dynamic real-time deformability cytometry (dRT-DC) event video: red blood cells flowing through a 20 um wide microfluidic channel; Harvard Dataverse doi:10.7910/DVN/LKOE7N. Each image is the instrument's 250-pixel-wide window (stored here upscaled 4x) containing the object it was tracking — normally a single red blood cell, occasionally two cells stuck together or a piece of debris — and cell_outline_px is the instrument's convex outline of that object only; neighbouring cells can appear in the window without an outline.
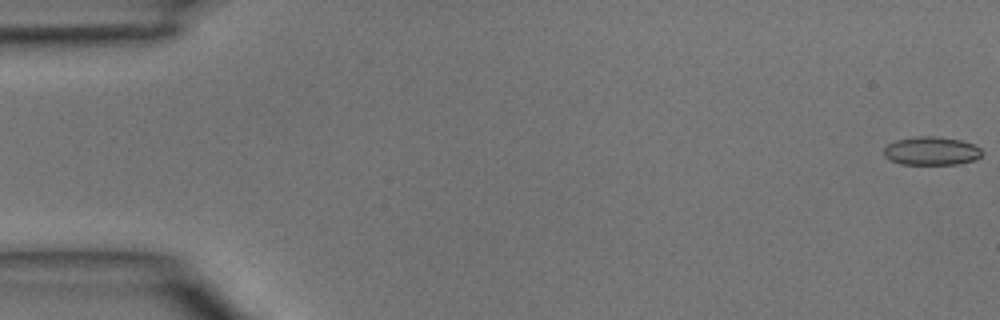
{"species": "common noctule bat (a hibernating species)", "species_latin": "Nyctalus noctula", "temperature_condition": "room temperature", "stored_images_in_passage": 45, "camera_frame_rate_fps": 3000, "um_per_image_px": 0.085, "animal": {"sex": "male", "body_mass_g": 15.6}, "frame": {"image": 1, "passage_image": 1, "time_ms": 0.0, "image_size_px": [1000, 320], "cell_outline_px": [[984, 152], [976, 160], [956, 164], [900, 164], [884, 156], [884, 148], [888, 144], [896, 140], [920, 136], [932, 136], [960, 140], [972, 144], [980, 148]], "centroid_in_image_um": [79.18, 12.84], "position_along_channel_um": 5.8, "area_um2": 16.13}}
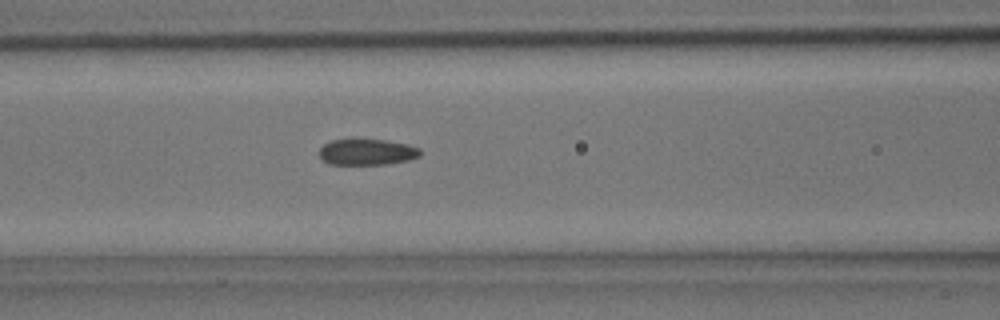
{"frame": {"image": 2, "passage_image": 19, "time_ms": 6.0, "image_size_px": [1000, 320], "cell_outline_px": [[420, 156], [408, 160], [388, 164], [328, 164], [320, 156], [320, 148], [324, 144], [332, 140], [352, 136], [384, 140], [408, 144], [420, 148]], "centroid_in_image_um": [31.17, 12.87], "position_along_channel_um": 135.4, "area_um2": 15.9}}
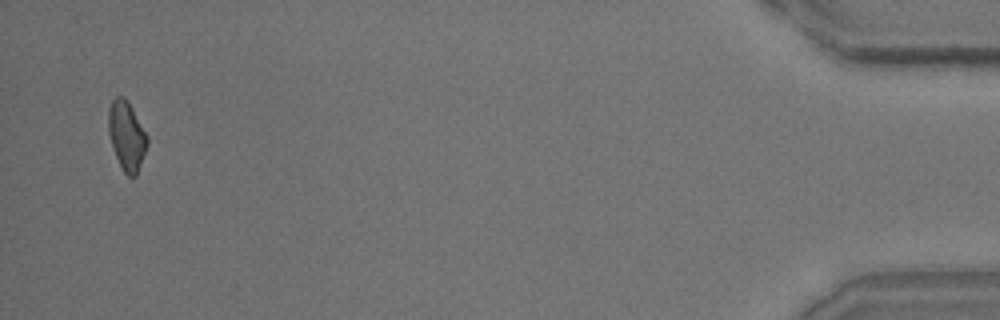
{"frame": {"image": 3, "passage_image": 44, "time_ms": 14.333, "image_size_px": [1000, 320], "cell_outline_px": [[148, 144], [136, 176], [128, 176], [124, 172], [116, 156], [108, 132], [108, 108], [112, 100], [116, 96], [124, 96], [128, 100], [148, 136]], "centroid_in_image_um": [10.77, 11.5], "position_along_channel_um": 424.4, "area_um2": 15.61}}